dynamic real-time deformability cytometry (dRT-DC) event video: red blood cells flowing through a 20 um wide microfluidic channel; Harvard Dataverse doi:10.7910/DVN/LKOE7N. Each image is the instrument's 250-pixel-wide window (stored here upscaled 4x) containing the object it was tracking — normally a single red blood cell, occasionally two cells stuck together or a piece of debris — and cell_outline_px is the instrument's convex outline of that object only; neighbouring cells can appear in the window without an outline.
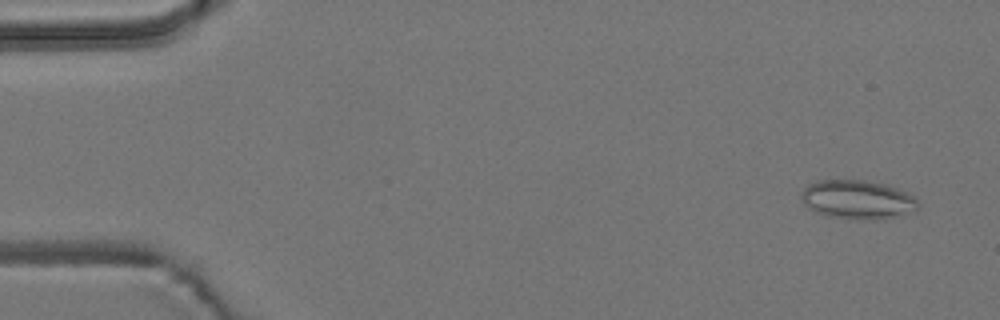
{"species": "common noctule bat (a hibernating species)", "species_latin": "Nyctalus noctula", "temperature_condition": "room temperature", "stored_images_in_passage": 55, "camera_frame_rate_fps": 3000, "um_per_image_px": 0.085, "animal": {"sex": "male", "body_mass_g": 19.2, "forearm_length_mm": 51.8}, "frame": {"image": 1, "passage_image": 3, "time_ms": 0.667, "image_size_px": [1000, 320], "cell_outline_px": [[920, 204], [912, 212], [876, 220], [860, 220], [828, 216], [808, 208], [804, 204], [800, 196], [800, 192], [808, 184], [816, 180], [864, 180], [888, 184], [912, 196]], "centroid_in_image_um": [72.85, 16.96], "position_along_channel_um": 12.2, "area_um2": 26.53}}
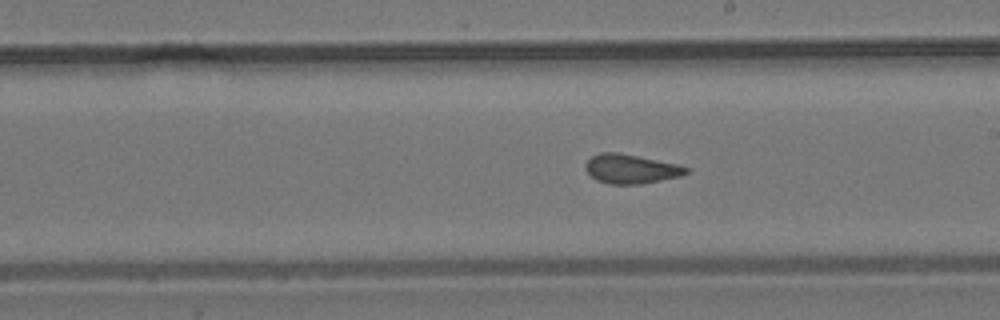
{"frame": {"image": 2, "passage_image": 31, "time_ms": 10.0, "image_size_px": [1000, 320], "cell_outline_px": [[688, 172], [680, 176], [640, 184], [612, 184], [596, 180], [584, 168], [584, 164], [592, 156], [600, 152], [620, 152], [680, 164], [688, 168]], "centroid_in_image_um": [53.62, 14.34], "position_along_channel_um": 235.4, "area_um2": 17.22}}
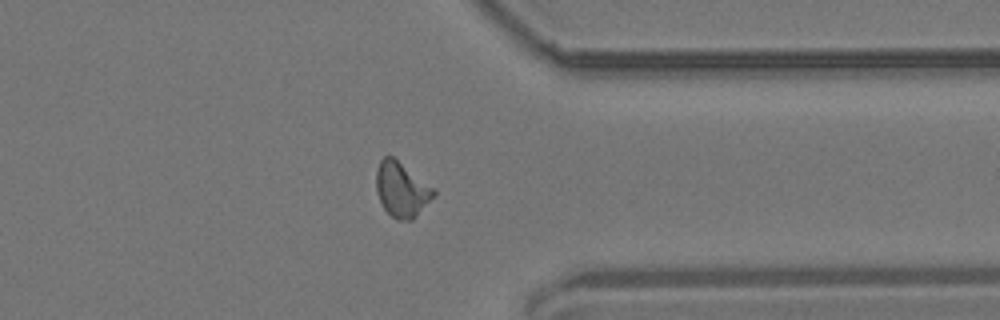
{"frame": {"image": 3, "passage_image": 43, "time_ms": 14.0, "image_size_px": [1000, 320], "cell_outline_px": [[436, 196], [412, 220], [396, 220], [384, 208], [376, 192], [376, 172], [380, 160], [384, 156], [392, 156], [436, 188]], "centroid_in_image_um": [34.17, 16.11], "position_along_channel_um": 377.2, "area_um2": 18.55}, "authors_computed_cell_mechanics": {"area_um2": 17.6868, "velocity_mm_per_s": 3.7035, "shape_relaxation_time_tau1_ms": null, "shape_relaxation_time_tau2_ms": 1.5172, "deformation_change_tau1": null, "deformation_change_tau2": 0.091}}